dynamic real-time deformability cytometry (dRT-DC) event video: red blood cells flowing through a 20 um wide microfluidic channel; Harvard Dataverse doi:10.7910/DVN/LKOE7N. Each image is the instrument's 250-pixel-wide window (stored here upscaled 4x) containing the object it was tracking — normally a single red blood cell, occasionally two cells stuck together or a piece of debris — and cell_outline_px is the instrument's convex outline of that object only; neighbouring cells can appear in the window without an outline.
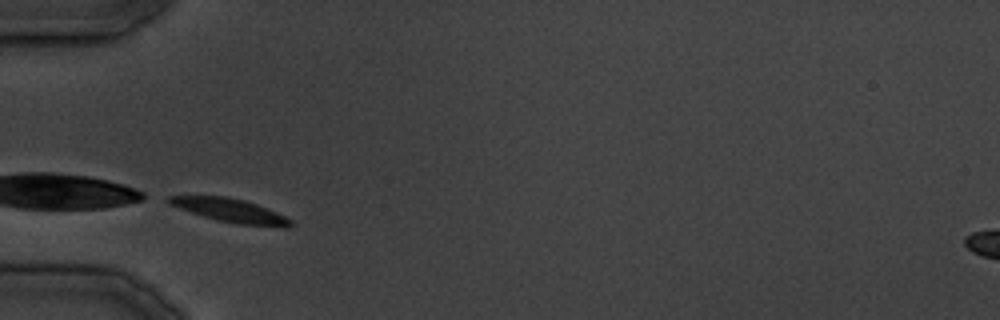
{"species": "common noctule bat (a hibernating species)", "species_latin": "Nyctalus noctula", "temperature_condition": "cold", "stored_images_in_passage": 24, "camera_frame_rate_fps": 3000, "um_per_image_px": 0.085, "animal": {"sex": "male", "body_mass_g": 19.5, "forearm_length_mm": 54.6}, "frame": {"image": 1, "passage_image": 1, "time_ms": 0.0, "image_size_px": [1000, 320], "cell_outline_px": [[292, 224], [288, 228], [280, 228], [240, 224], [220, 220], [204, 216], [168, 204], [160, 200], [168, 196], [228, 196], [244, 200], [256, 204], [276, 212], [292, 220]], "centroid_in_image_um": [19.56, 17.89], "position_along_channel_um": 65.4, "area_um2": 16.76}}
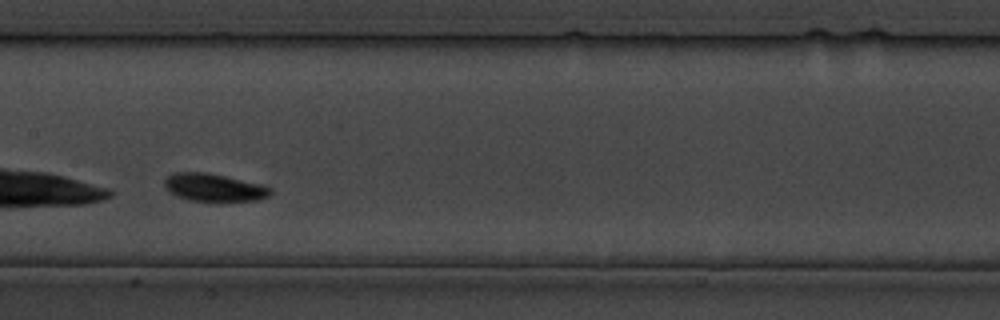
{"frame": {"image": 2, "passage_image": 8, "time_ms": 8.667, "image_size_px": [1000, 320], "cell_outline_px": [[272, 192], [268, 196], [256, 200], [220, 204], [188, 200], [176, 196], [164, 188], [164, 180], [172, 172], [208, 172], [264, 184], [272, 188]], "centroid_in_image_um": [18.21, 15.97], "position_along_channel_um": 189.2, "area_um2": 18.15}}